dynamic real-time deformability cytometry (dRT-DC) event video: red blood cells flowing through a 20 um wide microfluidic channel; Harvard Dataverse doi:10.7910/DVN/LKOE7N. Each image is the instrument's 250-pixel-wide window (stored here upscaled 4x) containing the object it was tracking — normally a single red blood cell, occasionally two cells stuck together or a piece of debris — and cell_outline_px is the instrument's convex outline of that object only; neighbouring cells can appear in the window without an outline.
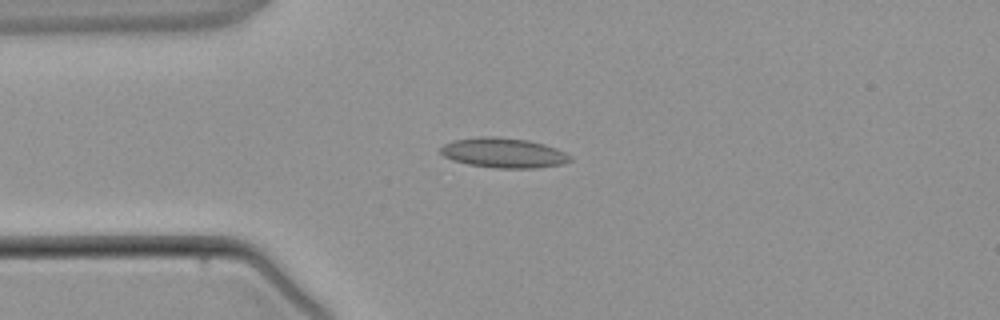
{"species": "common noctule bat (a hibernating species)", "species_latin": "Nyctalus noctula", "temperature_condition": "warm", "stored_images_in_passage": 1, "camera_frame_rate_fps": 3000, "um_per_image_px": 0.085, "animal": {"sex": "male", "body_mass_g": 21.5, "forearm_length_mm": 52.0}, "frame": {"image": 1, "passage_image": 1, "time_ms": 0.0, "image_size_px": [1000, 320], "cell_outline_px": [[572, 160], [564, 164], [536, 168], [496, 168], [468, 164], [452, 160], [444, 156], [440, 152], [440, 148], [444, 144], [452, 140], [480, 136], [496, 136], [528, 140], [544, 144], [556, 148], [572, 156]], "centroid_in_image_um": [42.81, 12.99], "position_along_channel_um": 42.2, "area_um2": 22.77}}